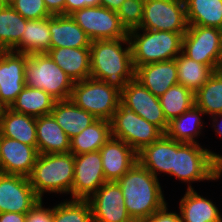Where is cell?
Here are the masks:
<instances>
[{
  "label": "cell",
  "instance_id": "cell-1",
  "mask_svg": "<svg viewBox=\"0 0 222 222\" xmlns=\"http://www.w3.org/2000/svg\"><path fill=\"white\" fill-rule=\"evenodd\" d=\"M122 44H127L126 48ZM90 77L122 91L134 78L129 37L93 40L90 44Z\"/></svg>",
  "mask_w": 222,
  "mask_h": 222
},
{
  "label": "cell",
  "instance_id": "cell-2",
  "mask_svg": "<svg viewBox=\"0 0 222 222\" xmlns=\"http://www.w3.org/2000/svg\"><path fill=\"white\" fill-rule=\"evenodd\" d=\"M134 222H143L167 203L156 178L138 161L117 181Z\"/></svg>",
  "mask_w": 222,
  "mask_h": 222
},
{
  "label": "cell",
  "instance_id": "cell-3",
  "mask_svg": "<svg viewBox=\"0 0 222 222\" xmlns=\"http://www.w3.org/2000/svg\"><path fill=\"white\" fill-rule=\"evenodd\" d=\"M171 175L189 183L187 189H193L191 182L215 181L222 175V156L204 149L199 143L175 141V161Z\"/></svg>",
  "mask_w": 222,
  "mask_h": 222
},
{
  "label": "cell",
  "instance_id": "cell-4",
  "mask_svg": "<svg viewBox=\"0 0 222 222\" xmlns=\"http://www.w3.org/2000/svg\"><path fill=\"white\" fill-rule=\"evenodd\" d=\"M28 179L40 199L47 192L72 196L74 155L70 152L39 154Z\"/></svg>",
  "mask_w": 222,
  "mask_h": 222
},
{
  "label": "cell",
  "instance_id": "cell-5",
  "mask_svg": "<svg viewBox=\"0 0 222 222\" xmlns=\"http://www.w3.org/2000/svg\"><path fill=\"white\" fill-rule=\"evenodd\" d=\"M184 34L140 28L129 31L133 66L175 59L182 52Z\"/></svg>",
  "mask_w": 222,
  "mask_h": 222
},
{
  "label": "cell",
  "instance_id": "cell-6",
  "mask_svg": "<svg viewBox=\"0 0 222 222\" xmlns=\"http://www.w3.org/2000/svg\"><path fill=\"white\" fill-rule=\"evenodd\" d=\"M24 78L26 86L41 89L56 101L71 97L74 81L47 53L28 56Z\"/></svg>",
  "mask_w": 222,
  "mask_h": 222
},
{
  "label": "cell",
  "instance_id": "cell-7",
  "mask_svg": "<svg viewBox=\"0 0 222 222\" xmlns=\"http://www.w3.org/2000/svg\"><path fill=\"white\" fill-rule=\"evenodd\" d=\"M121 91L104 81L87 78L74 82L70 99L97 119L111 120L120 104Z\"/></svg>",
  "mask_w": 222,
  "mask_h": 222
},
{
  "label": "cell",
  "instance_id": "cell-8",
  "mask_svg": "<svg viewBox=\"0 0 222 222\" xmlns=\"http://www.w3.org/2000/svg\"><path fill=\"white\" fill-rule=\"evenodd\" d=\"M110 124L112 137L123 140L137 153L164 134L157 126L121 103L114 112Z\"/></svg>",
  "mask_w": 222,
  "mask_h": 222
},
{
  "label": "cell",
  "instance_id": "cell-9",
  "mask_svg": "<svg viewBox=\"0 0 222 222\" xmlns=\"http://www.w3.org/2000/svg\"><path fill=\"white\" fill-rule=\"evenodd\" d=\"M182 52L194 61L210 66L214 71L222 67L221 29L188 25L183 36Z\"/></svg>",
  "mask_w": 222,
  "mask_h": 222
},
{
  "label": "cell",
  "instance_id": "cell-10",
  "mask_svg": "<svg viewBox=\"0 0 222 222\" xmlns=\"http://www.w3.org/2000/svg\"><path fill=\"white\" fill-rule=\"evenodd\" d=\"M70 16L91 41L121 39L128 36V32L122 26L117 12L100 5L75 10Z\"/></svg>",
  "mask_w": 222,
  "mask_h": 222
},
{
  "label": "cell",
  "instance_id": "cell-11",
  "mask_svg": "<svg viewBox=\"0 0 222 222\" xmlns=\"http://www.w3.org/2000/svg\"><path fill=\"white\" fill-rule=\"evenodd\" d=\"M140 29L186 32L184 0H145Z\"/></svg>",
  "mask_w": 222,
  "mask_h": 222
},
{
  "label": "cell",
  "instance_id": "cell-12",
  "mask_svg": "<svg viewBox=\"0 0 222 222\" xmlns=\"http://www.w3.org/2000/svg\"><path fill=\"white\" fill-rule=\"evenodd\" d=\"M120 103L166 133L169 122L165 118L159 97L154 96L135 78L127 82L121 91Z\"/></svg>",
  "mask_w": 222,
  "mask_h": 222
},
{
  "label": "cell",
  "instance_id": "cell-13",
  "mask_svg": "<svg viewBox=\"0 0 222 222\" xmlns=\"http://www.w3.org/2000/svg\"><path fill=\"white\" fill-rule=\"evenodd\" d=\"M105 182L99 150L74 155L72 199L88 200Z\"/></svg>",
  "mask_w": 222,
  "mask_h": 222
},
{
  "label": "cell",
  "instance_id": "cell-14",
  "mask_svg": "<svg viewBox=\"0 0 222 222\" xmlns=\"http://www.w3.org/2000/svg\"><path fill=\"white\" fill-rule=\"evenodd\" d=\"M93 222H134L129 216L121 187L105 182L89 199Z\"/></svg>",
  "mask_w": 222,
  "mask_h": 222
},
{
  "label": "cell",
  "instance_id": "cell-15",
  "mask_svg": "<svg viewBox=\"0 0 222 222\" xmlns=\"http://www.w3.org/2000/svg\"><path fill=\"white\" fill-rule=\"evenodd\" d=\"M39 200L27 177L0 172V213H27Z\"/></svg>",
  "mask_w": 222,
  "mask_h": 222
},
{
  "label": "cell",
  "instance_id": "cell-16",
  "mask_svg": "<svg viewBox=\"0 0 222 222\" xmlns=\"http://www.w3.org/2000/svg\"><path fill=\"white\" fill-rule=\"evenodd\" d=\"M28 55L14 51L0 54V105L9 108L24 89Z\"/></svg>",
  "mask_w": 222,
  "mask_h": 222
},
{
  "label": "cell",
  "instance_id": "cell-17",
  "mask_svg": "<svg viewBox=\"0 0 222 222\" xmlns=\"http://www.w3.org/2000/svg\"><path fill=\"white\" fill-rule=\"evenodd\" d=\"M37 146L1 136L0 172L29 177L38 157Z\"/></svg>",
  "mask_w": 222,
  "mask_h": 222
},
{
  "label": "cell",
  "instance_id": "cell-18",
  "mask_svg": "<svg viewBox=\"0 0 222 222\" xmlns=\"http://www.w3.org/2000/svg\"><path fill=\"white\" fill-rule=\"evenodd\" d=\"M99 151L106 182H117L138 161L133 148L112 136Z\"/></svg>",
  "mask_w": 222,
  "mask_h": 222
},
{
  "label": "cell",
  "instance_id": "cell-19",
  "mask_svg": "<svg viewBox=\"0 0 222 222\" xmlns=\"http://www.w3.org/2000/svg\"><path fill=\"white\" fill-rule=\"evenodd\" d=\"M134 69V78L157 97L178 83L176 59L149 63Z\"/></svg>",
  "mask_w": 222,
  "mask_h": 222
},
{
  "label": "cell",
  "instance_id": "cell-20",
  "mask_svg": "<svg viewBox=\"0 0 222 222\" xmlns=\"http://www.w3.org/2000/svg\"><path fill=\"white\" fill-rule=\"evenodd\" d=\"M137 157L138 162L156 178L159 172L171 175L175 161V140L163 134L152 144L143 147Z\"/></svg>",
  "mask_w": 222,
  "mask_h": 222
},
{
  "label": "cell",
  "instance_id": "cell-21",
  "mask_svg": "<svg viewBox=\"0 0 222 222\" xmlns=\"http://www.w3.org/2000/svg\"><path fill=\"white\" fill-rule=\"evenodd\" d=\"M50 48H90L91 40L70 15L49 17Z\"/></svg>",
  "mask_w": 222,
  "mask_h": 222
},
{
  "label": "cell",
  "instance_id": "cell-22",
  "mask_svg": "<svg viewBox=\"0 0 222 222\" xmlns=\"http://www.w3.org/2000/svg\"><path fill=\"white\" fill-rule=\"evenodd\" d=\"M47 54L74 82L90 78V48H50Z\"/></svg>",
  "mask_w": 222,
  "mask_h": 222
},
{
  "label": "cell",
  "instance_id": "cell-23",
  "mask_svg": "<svg viewBox=\"0 0 222 222\" xmlns=\"http://www.w3.org/2000/svg\"><path fill=\"white\" fill-rule=\"evenodd\" d=\"M36 137L38 154L70 152V139L51 114L36 118Z\"/></svg>",
  "mask_w": 222,
  "mask_h": 222
},
{
  "label": "cell",
  "instance_id": "cell-24",
  "mask_svg": "<svg viewBox=\"0 0 222 222\" xmlns=\"http://www.w3.org/2000/svg\"><path fill=\"white\" fill-rule=\"evenodd\" d=\"M51 115L71 139L94 123L97 118L78 107L71 99L56 101Z\"/></svg>",
  "mask_w": 222,
  "mask_h": 222
},
{
  "label": "cell",
  "instance_id": "cell-25",
  "mask_svg": "<svg viewBox=\"0 0 222 222\" xmlns=\"http://www.w3.org/2000/svg\"><path fill=\"white\" fill-rule=\"evenodd\" d=\"M1 136L18 140L29 146H37L36 118L3 108L0 116Z\"/></svg>",
  "mask_w": 222,
  "mask_h": 222
},
{
  "label": "cell",
  "instance_id": "cell-26",
  "mask_svg": "<svg viewBox=\"0 0 222 222\" xmlns=\"http://www.w3.org/2000/svg\"><path fill=\"white\" fill-rule=\"evenodd\" d=\"M181 222H222V216L213 201L187 189L179 203Z\"/></svg>",
  "mask_w": 222,
  "mask_h": 222
},
{
  "label": "cell",
  "instance_id": "cell-27",
  "mask_svg": "<svg viewBox=\"0 0 222 222\" xmlns=\"http://www.w3.org/2000/svg\"><path fill=\"white\" fill-rule=\"evenodd\" d=\"M27 21L9 3H0V47L4 51L21 53V38Z\"/></svg>",
  "mask_w": 222,
  "mask_h": 222
},
{
  "label": "cell",
  "instance_id": "cell-28",
  "mask_svg": "<svg viewBox=\"0 0 222 222\" xmlns=\"http://www.w3.org/2000/svg\"><path fill=\"white\" fill-rule=\"evenodd\" d=\"M205 115L204 111L195 104L186 112L172 119L166 131V135L179 142L198 143L197 136H200L204 127L201 116Z\"/></svg>",
  "mask_w": 222,
  "mask_h": 222
},
{
  "label": "cell",
  "instance_id": "cell-29",
  "mask_svg": "<svg viewBox=\"0 0 222 222\" xmlns=\"http://www.w3.org/2000/svg\"><path fill=\"white\" fill-rule=\"evenodd\" d=\"M111 136L110 121L97 119L80 134L70 139V153L80 155L98 151Z\"/></svg>",
  "mask_w": 222,
  "mask_h": 222
},
{
  "label": "cell",
  "instance_id": "cell-30",
  "mask_svg": "<svg viewBox=\"0 0 222 222\" xmlns=\"http://www.w3.org/2000/svg\"><path fill=\"white\" fill-rule=\"evenodd\" d=\"M56 100L41 89L25 86L9 107L17 113L32 117L50 115Z\"/></svg>",
  "mask_w": 222,
  "mask_h": 222
},
{
  "label": "cell",
  "instance_id": "cell-31",
  "mask_svg": "<svg viewBox=\"0 0 222 222\" xmlns=\"http://www.w3.org/2000/svg\"><path fill=\"white\" fill-rule=\"evenodd\" d=\"M188 25L222 30V0H184Z\"/></svg>",
  "mask_w": 222,
  "mask_h": 222
},
{
  "label": "cell",
  "instance_id": "cell-32",
  "mask_svg": "<svg viewBox=\"0 0 222 222\" xmlns=\"http://www.w3.org/2000/svg\"><path fill=\"white\" fill-rule=\"evenodd\" d=\"M50 39L49 17L28 20L21 38V53L28 56L47 53L50 50Z\"/></svg>",
  "mask_w": 222,
  "mask_h": 222
},
{
  "label": "cell",
  "instance_id": "cell-33",
  "mask_svg": "<svg viewBox=\"0 0 222 222\" xmlns=\"http://www.w3.org/2000/svg\"><path fill=\"white\" fill-rule=\"evenodd\" d=\"M178 83L195 93L215 72L210 66L194 61L181 52L176 58Z\"/></svg>",
  "mask_w": 222,
  "mask_h": 222
},
{
  "label": "cell",
  "instance_id": "cell-34",
  "mask_svg": "<svg viewBox=\"0 0 222 222\" xmlns=\"http://www.w3.org/2000/svg\"><path fill=\"white\" fill-rule=\"evenodd\" d=\"M194 100L205 115L222 113V70L215 71L194 93Z\"/></svg>",
  "mask_w": 222,
  "mask_h": 222
},
{
  "label": "cell",
  "instance_id": "cell-35",
  "mask_svg": "<svg viewBox=\"0 0 222 222\" xmlns=\"http://www.w3.org/2000/svg\"><path fill=\"white\" fill-rule=\"evenodd\" d=\"M159 101L168 122L177 118L195 104L194 93L179 83L171 86L159 97Z\"/></svg>",
  "mask_w": 222,
  "mask_h": 222
},
{
  "label": "cell",
  "instance_id": "cell-36",
  "mask_svg": "<svg viewBox=\"0 0 222 222\" xmlns=\"http://www.w3.org/2000/svg\"><path fill=\"white\" fill-rule=\"evenodd\" d=\"M53 222H93L88 200H64L53 207Z\"/></svg>",
  "mask_w": 222,
  "mask_h": 222
},
{
  "label": "cell",
  "instance_id": "cell-37",
  "mask_svg": "<svg viewBox=\"0 0 222 222\" xmlns=\"http://www.w3.org/2000/svg\"><path fill=\"white\" fill-rule=\"evenodd\" d=\"M144 1L145 0H125L117 10L119 20L127 32L140 27L143 17Z\"/></svg>",
  "mask_w": 222,
  "mask_h": 222
},
{
  "label": "cell",
  "instance_id": "cell-38",
  "mask_svg": "<svg viewBox=\"0 0 222 222\" xmlns=\"http://www.w3.org/2000/svg\"><path fill=\"white\" fill-rule=\"evenodd\" d=\"M9 4L27 20L48 18L52 16L46 9L44 0H11Z\"/></svg>",
  "mask_w": 222,
  "mask_h": 222
},
{
  "label": "cell",
  "instance_id": "cell-39",
  "mask_svg": "<svg viewBox=\"0 0 222 222\" xmlns=\"http://www.w3.org/2000/svg\"><path fill=\"white\" fill-rule=\"evenodd\" d=\"M42 200L26 213V222H53V208H45Z\"/></svg>",
  "mask_w": 222,
  "mask_h": 222
},
{
  "label": "cell",
  "instance_id": "cell-40",
  "mask_svg": "<svg viewBox=\"0 0 222 222\" xmlns=\"http://www.w3.org/2000/svg\"><path fill=\"white\" fill-rule=\"evenodd\" d=\"M143 222H181L180 214L168 212L167 204Z\"/></svg>",
  "mask_w": 222,
  "mask_h": 222
},
{
  "label": "cell",
  "instance_id": "cell-41",
  "mask_svg": "<svg viewBox=\"0 0 222 222\" xmlns=\"http://www.w3.org/2000/svg\"><path fill=\"white\" fill-rule=\"evenodd\" d=\"M100 0H65V15L87 6H98Z\"/></svg>",
  "mask_w": 222,
  "mask_h": 222
},
{
  "label": "cell",
  "instance_id": "cell-42",
  "mask_svg": "<svg viewBox=\"0 0 222 222\" xmlns=\"http://www.w3.org/2000/svg\"><path fill=\"white\" fill-rule=\"evenodd\" d=\"M51 15H65V0H44Z\"/></svg>",
  "mask_w": 222,
  "mask_h": 222
},
{
  "label": "cell",
  "instance_id": "cell-43",
  "mask_svg": "<svg viewBox=\"0 0 222 222\" xmlns=\"http://www.w3.org/2000/svg\"><path fill=\"white\" fill-rule=\"evenodd\" d=\"M0 222H26V213H0Z\"/></svg>",
  "mask_w": 222,
  "mask_h": 222
},
{
  "label": "cell",
  "instance_id": "cell-44",
  "mask_svg": "<svg viewBox=\"0 0 222 222\" xmlns=\"http://www.w3.org/2000/svg\"><path fill=\"white\" fill-rule=\"evenodd\" d=\"M124 2L125 0H100L99 5L117 12Z\"/></svg>",
  "mask_w": 222,
  "mask_h": 222
},
{
  "label": "cell",
  "instance_id": "cell-45",
  "mask_svg": "<svg viewBox=\"0 0 222 222\" xmlns=\"http://www.w3.org/2000/svg\"><path fill=\"white\" fill-rule=\"evenodd\" d=\"M217 116H218V118L222 117V113L211 116L213 119L212 120L213 121L212 127H215L214 130H215L216 134L218 133L217 135H220V137H222V124L218 122L219 120H218Z\"/></svg>",
  "mask_w": 222,
  "mask_h": 222
},
{
  "label": "cell",
  "instance_id": "cell-46",
  "mask_svg": "<svg viewBox=\"0 0 222 222\" xmlns=\"http://www.w3.org/2000/svg\"><path fill=\"white\" fill-rule=\"evenodd\" d=\"M11 0H0V3H9Z\"/></svg>",
  "mask_w": 222,
  "mask_h": 222
},
{
  "label": "cell",
  "instance_id": "cell-47",
  "mask_svg": "<svg viewBox=\"0 0 222 222\" xmlns=\"http://www.w3.org/2000/svg\"><path fill=\"white\" fill-rule=\"evenodd\" d=\"M2 109H3V107L0 105V116H1Z\"/></svg>",
  "mask_w": 222,
  "mask_h": 222
},
{
  "label": "cell",
  "instance_id": "cell-48",
  "mask_svg": "<svg viewBox=\"0 0 222 222\" xmlns=\"http://www.w3.org/2000/svg\"><path fill=\"white\" fill-rule=\"evenodd\" d=\"M4 50L0 47V54L3 52Z\"/></svg>",
  "mask_w": 222,
  "mask_h": 222
}]
</instances>
